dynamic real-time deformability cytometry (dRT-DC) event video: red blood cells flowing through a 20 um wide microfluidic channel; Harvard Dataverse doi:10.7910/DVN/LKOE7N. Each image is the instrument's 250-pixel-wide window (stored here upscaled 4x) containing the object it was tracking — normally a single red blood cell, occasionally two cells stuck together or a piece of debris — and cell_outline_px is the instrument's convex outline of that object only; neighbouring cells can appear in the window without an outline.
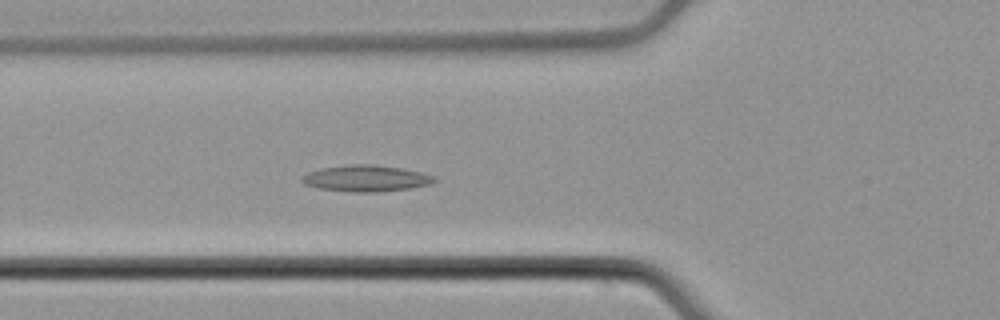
{"species": "common noctule bat (a hibernating species)", "species_latin": "Nyctalus noctula", "temperature_condition": "cold", "stored_images_in_passage": 56, "segment_of_instrument_passage": [1, 2], "camera_frame_rate_fps": 3000, "um_per_image_px": 0.085, "animal": {"sex": "male", "body_mass_g": 21.5, "forearm_length_mm": 52.0}, "frame": {"image": 1, "passage_image": 21, "time_ms": 6.667, "image_size_px": [1000, 320], "cell_outline_px": [[436, 180], [428, 184], [408, 188], [380, 192], [352, 192], [320, 188], [304, 184], [300, 180], [308, 172], [324, 168], [348, 164], [372, 164], [400, 168], [420, 172], [432, 176]], "centroid_in_image_um": [31.08, 15.16], "position_along_channel_um": 94.7, "area_um2": 19.94}}
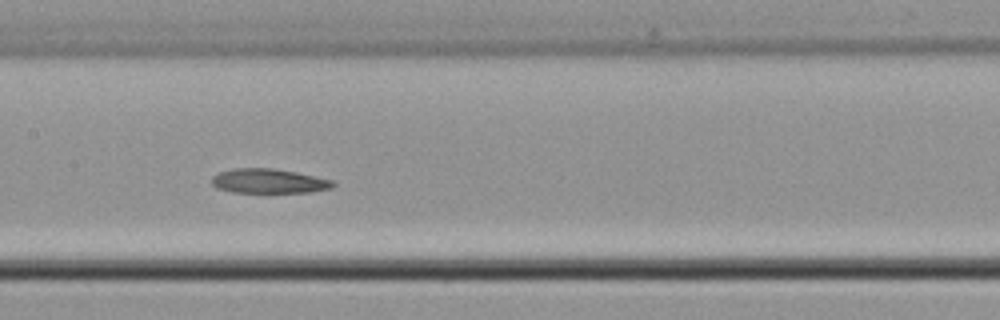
{"frame": {"image": 2, "passage_image": 28, "time_ms": 9.0, "image_size_px": [1000, 320], "cell_outline_px": [[336, 184], [332, 188], [312, 192], [232, 192], [216, 188], [212, 184], [212, 176], [220, 172], [236, 168], [272, 168], [296, 172], [332, 180]], "centroid_in_image_um": [22.85, 15.39], "position_along_channel_um": 184.6, "area_um2": 17.22}}
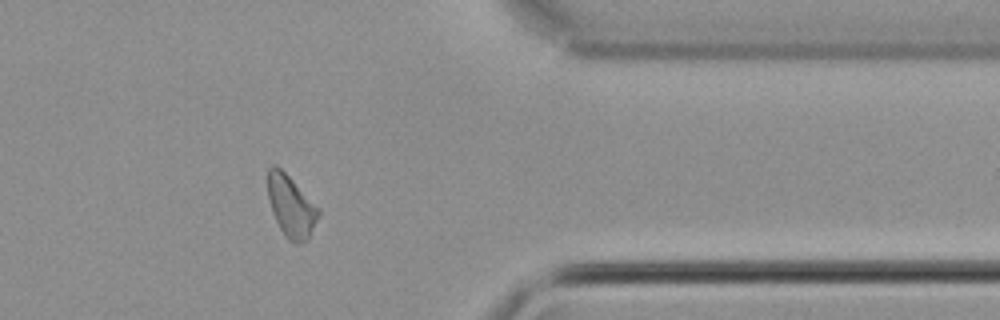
{"frame": {"image": 3, "passage_image": 45, "time_ms": 14.667, "image_size_px": [1000, 320], "cell_outline_px": [[320, 216], [308, 240], [300, 244], [296, 244], [288, 240], [284, 236], [272, 212], [268, 200], [268, 168], [272, 164], [280, 168], [320, 208]], "centroid_in_image_um": [24.76, 17.58], "position_along_channel_um": 386.6, "area_um2": 18.32}}